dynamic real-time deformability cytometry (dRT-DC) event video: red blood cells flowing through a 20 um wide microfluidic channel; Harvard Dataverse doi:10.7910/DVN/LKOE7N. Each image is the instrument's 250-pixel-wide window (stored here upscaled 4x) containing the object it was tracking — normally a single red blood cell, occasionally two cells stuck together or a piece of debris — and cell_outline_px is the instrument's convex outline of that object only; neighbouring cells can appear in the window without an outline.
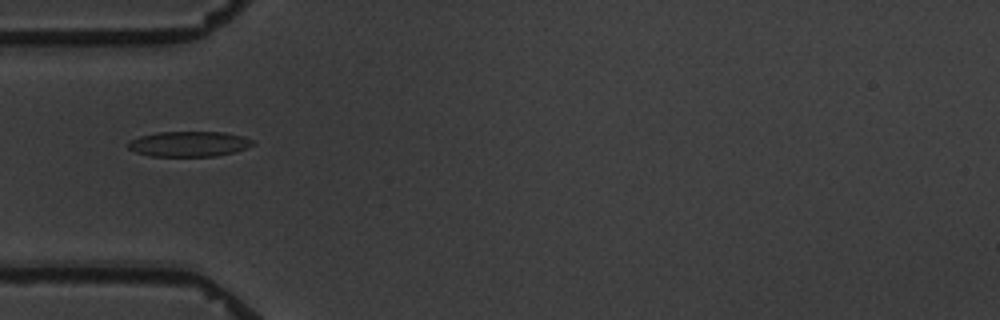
{"species": "common noctule bat (a hibernating species)", "species_latin": "Nyctalus noctula", "temperature_condition": "warm", "stored_images_in_passage": 10, "camera_frame_rate_fps": 3000, "um_per_image_px": 0.085, "animal": {"sex": "male", "body_mass_g": 19.5, "forearm_length_mm": 54.6}, "frame": {"image": 1, "passage_image": 5, "time_ms": 4.333, "image_size_px": [1000, 320], "cell_outline_px": [[256, 144], [232, 152], [216, 156], [152, 156], [136, 152], [128, 148], [128, 144], [132, 140], [140, 136], [156, 132], [224, 132], [244, 136], [256, 140]], "centroid_in_image_um": [16.11, 12.22], "position_along_channel_um": 68.9, "area_um2": 18.32}}
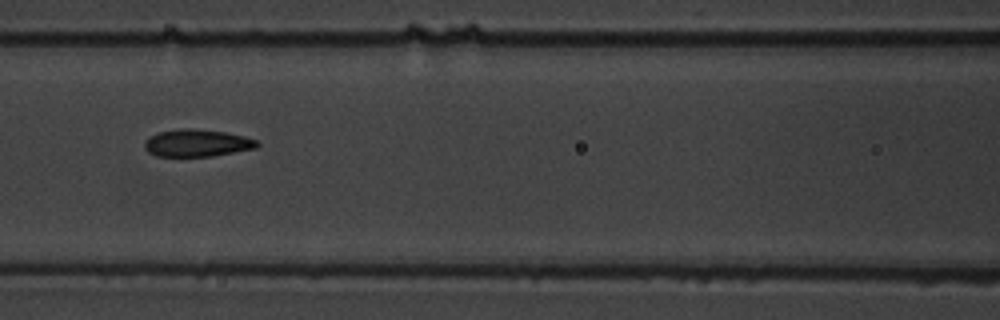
{"frame": {"image": 2, "passage_image": 7, "time_ms": 6.667, "image_size_px": [1000, 320], "cell_outline_px": [[260, 144], [256, 148], [212, 156], [156, 156], [148, 152], [144, 148], [144, 140], [148, 136], [160, 132], [180, 128], [196, 128], [224, 132], [244, 136], [256, 140]], "centroid_in_image_um": [16.71, 12.15], "position_along_channel_um": 149.9, "area_um2": 17.98}}
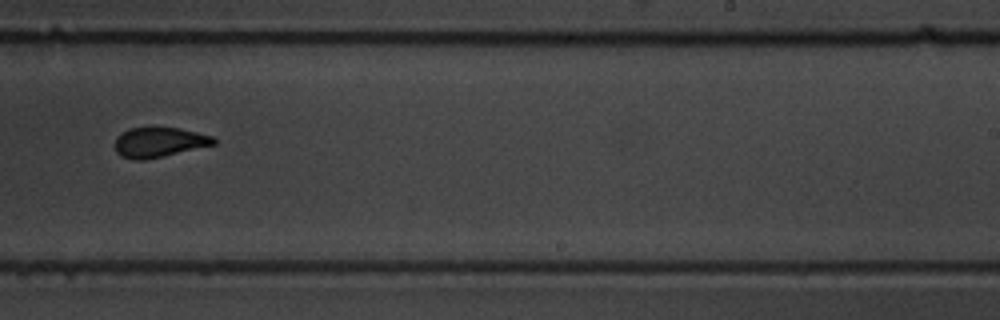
{"frame": {"image": 3, "passage_image": 10, "time_ms": 10.333, "image_size_px": [1000, 320], "cell_outline_px": [[216, 144], [164, 156], [144, 160], [132, 160], [120, 156], [116, 152], [116, 140], [128, 128], [180, 128], [212, 136], [216, 140]], "centroid_in_image_um": [13.54, 12.11], "position_along_channel_um": 275.5, "area_um2": 16.99}}